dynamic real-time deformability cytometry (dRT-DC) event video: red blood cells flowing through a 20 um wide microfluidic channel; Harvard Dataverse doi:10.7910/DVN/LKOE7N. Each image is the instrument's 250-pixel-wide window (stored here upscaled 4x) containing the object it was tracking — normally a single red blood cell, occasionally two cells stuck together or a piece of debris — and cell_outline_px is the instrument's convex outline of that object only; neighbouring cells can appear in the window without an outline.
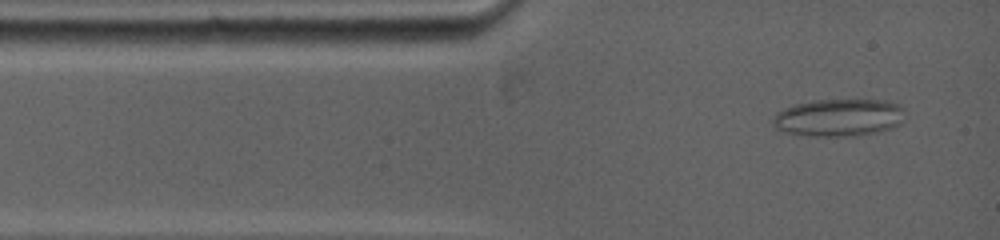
{"species": "common noctule bat (a hibernating species)", "species_latin": "Nyctalus noctula", "temperature_condition": "warm", "stored_images_in_passage": 51, "camera_frame_rate_fps": 5000, "um_per_image_px": 0.085, "animal": {"sex": "female", "body_mass_g": 19.0, "forearm_length_mm": 53.3}, "frame": {"image": 1, "passage_image": 2, "time_ms": 0.4, "image_size_px": [1000, 240], "cell_outline_px": [[904, 108], [900, 124], [888, 128], [868, 132], [828, 136], [788, 132], [772, 124], [772, 120], [776, 112], [784, 108], [796, 104], [816, 100], [888, 100], [900, 104]], "centroid_in_image_um": [71.3, 9.94], "position_along_channel_um": 13.7, "area_um2": 27.74}}
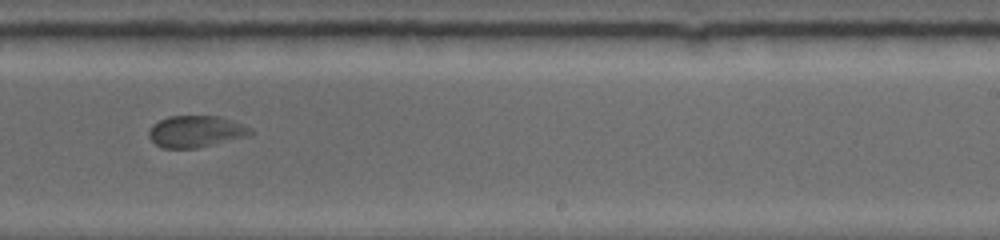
{"frame": {"image": 2, "passage_image": 24, "time_ms": 7.8, "image_size_px": [1000, 240], "cell_outline_px": [[256, 132], [252, 136], [196, 148], [160, 148], [148, 136], [148, 132], [152, 124], [168, 116], [220, 116], [252, 128]], "centroid_in_image_um": [16.69, 11.18], "position_along_channel_um": 272.3, "area_um2": 19.02}}
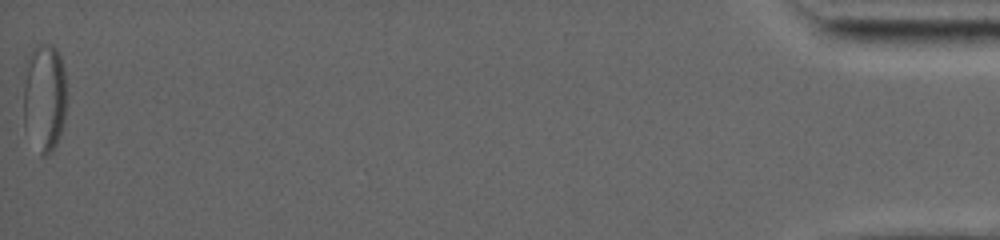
{"frame": {"image": 3, "passage_image": 51, "time_ms": 16.2, "image_size_px": [1000, 240], "cell_outline_px": [[64, 120], [56, 144], [52, 152], [44, 156], [40, 156], [24, 128], [24, 84], [28, 56], [32, 48], [40, 44], [52, 44], [56, 48], [60, 56], [64, 72]], "centroid_in_image_um": [3.74, 8.3], "position_along_channel_um": 431.5, "area_um2": 27.05}, "authors_computed_cell_mechanics": {"area_um2": 20.9236, "velocity_mm_per_s": 3.8829, "shape_relaxation_time_tau1_ms": null, "shape_relaxation_time_tau2_ms": 0.9294, "deformation_change_tau1": null, "deformation_change_tau2": 0.0547}}